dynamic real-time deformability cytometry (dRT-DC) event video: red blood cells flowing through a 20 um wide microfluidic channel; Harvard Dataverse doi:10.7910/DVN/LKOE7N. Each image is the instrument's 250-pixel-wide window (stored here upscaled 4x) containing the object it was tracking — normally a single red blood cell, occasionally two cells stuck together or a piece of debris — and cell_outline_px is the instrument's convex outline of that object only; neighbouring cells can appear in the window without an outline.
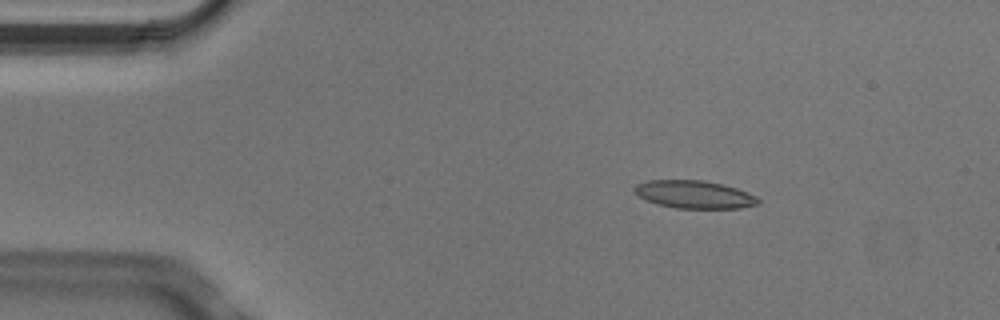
{"species": "Egyptian fruit bat (a non-hibernating species)", "species_latin": "Rousettus aegyptiacus", "temperature_condition": "cold", "stored_images_in_passage": 5, "camera_frame_rate_fps": 3000, "um_per_image_px": 0.085, "animal": {"sex": "male"}, "frame": {"image": 1, "passage_image": 3, "time_ms": 0.667, "image_size_px": [1000, 320], "cell_outline_px": [[760, 204], [740, 208], [676, 208], [656, 204], [640, 196], [632, 188], [636, 184], [648, 180], [704, 180], [736, 188], [748, 192], [756, 196], [760, 200]], "centroid_in_image_um": [59.03, 16.53], "position_along_channel_um": 26.0, "area_um2": 20.0}}
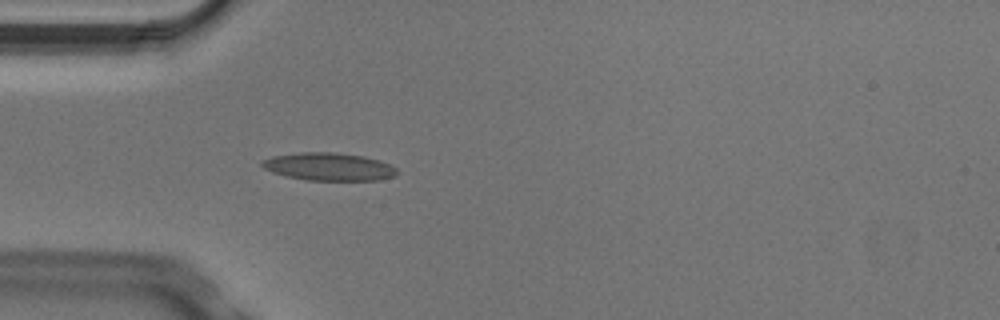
{"frame": {"image": 2, "passage_image": 5, "time_ms": 1.333, "image_size_px": [1000, 320], "cell_outline_px": [[396, 176], [380, 180], [308, 180], [284, 176], [272, 172], [264, 168], [260, 164], [264, 160], [272, 156], [300, 152], [332, 152], [364, 156], [388, 164], [396, 168]], "centroid_in_image_um": [27.93, 14.17], "position_along_channel_um": 57.1, "area_um2": 21.73}}